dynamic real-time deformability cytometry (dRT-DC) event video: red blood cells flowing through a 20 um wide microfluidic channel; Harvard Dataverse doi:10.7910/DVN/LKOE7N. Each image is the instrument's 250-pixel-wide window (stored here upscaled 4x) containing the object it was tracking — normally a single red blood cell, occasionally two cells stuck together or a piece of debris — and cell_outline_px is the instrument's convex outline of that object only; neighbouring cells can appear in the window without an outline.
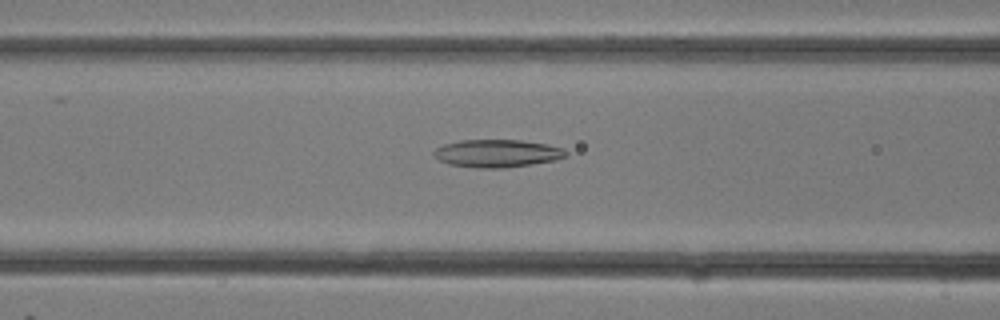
{"species": "common noctule bat (a hibernating species)", "species_latin": "Nyctalus noctula", "temperature_condition": "room temperature", "stored_images_in_passage": 24, "camera_frame_rate_fps": 3000, "um_per_image_px": 0.085, "animal": {"sex": "female"}, "frame": {"image": 1, "passage_image": 6, "time_ms": 1.667, "image_size_px": [1000, 320], "cell_outline_px": [[568, 156], [556, 160], [504, 168], [476, 168], [448, 164], [440, 160], [432, 152], [436, 148], [444, 144], [460, 140], [520, 140], [548, 144], [564, 148], [568, 152]], "centroid_in_image_um": [42.29, 13.03], "position_along_channel_um": 124.3, "area_um2": 21.44}}
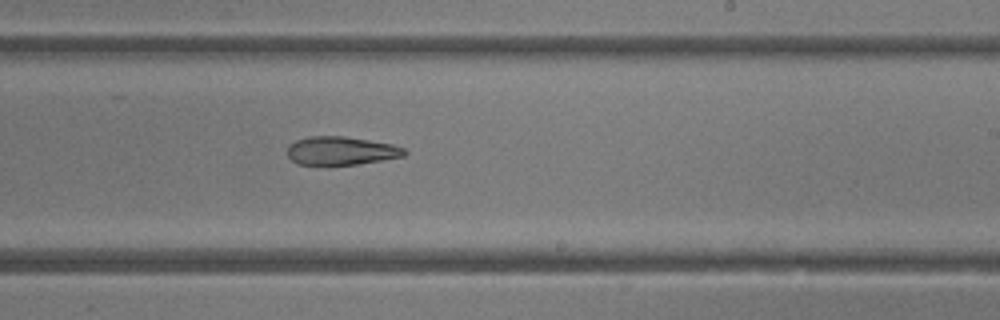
{"frame": {"image": 2, "passage_image": 12, "time_ms": 3.667, "image_size_px": [1000, 320], "cell_outline_px": [[408, 152], [404, 156], [356, 164], [328, 168], [324, 168], [296, 164], [288, 156], [288, 144], [296, 140], [308, 136], [344, 136], [392, 144], [404, 148]], "centroid_in_image_um": [28.91, 12.86], "position_along_channel_um": 260.1, "area_um2": 20.11}}
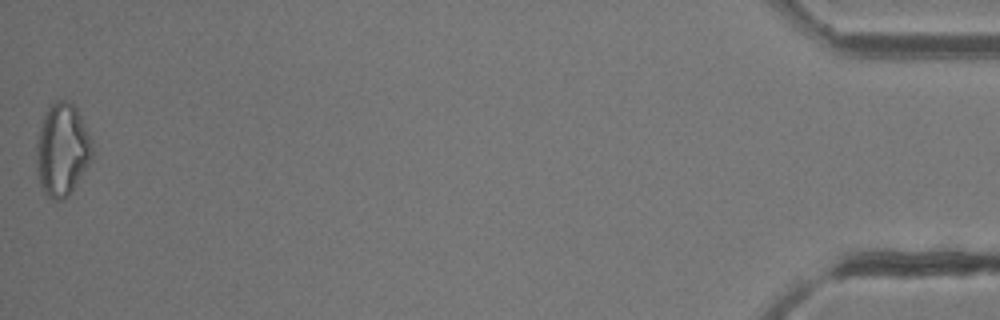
{"frame": {"image": 3, "passage_image": 24, "time_ms": 7.667, "image_size_px": [1000, 320], "cell_outline_px": [[92, 160], [72, 192], [68, 196], [60, 200], [52, 200], [44, 192], [36, 176], [36, 144], [44, 112], [48, 104], [56, 100], [68, 100], [76, 108], [92, 140]], "centroid_in_image_um": [5.27, 12.74], "position_along_channel_um": 429.9, "area_um2": 30.58}}